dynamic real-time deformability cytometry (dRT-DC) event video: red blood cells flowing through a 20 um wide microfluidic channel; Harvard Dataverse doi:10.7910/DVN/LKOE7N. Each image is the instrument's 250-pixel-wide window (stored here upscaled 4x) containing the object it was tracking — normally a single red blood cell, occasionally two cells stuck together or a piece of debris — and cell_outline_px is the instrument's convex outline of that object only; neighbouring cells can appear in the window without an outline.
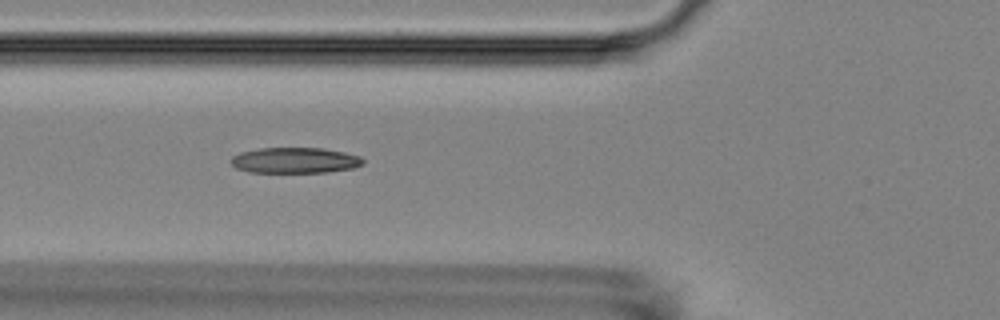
{"species": "Egyptian fruit bat (a non-hibernating species)", "species_latin": "Rousettus aegyptiacus", "temperature_condition": "room temperature", "stored_images_in_passage": 7, "camera_frame_rate_fps": 3000, "um_per_image_px": 0.085, "animal": {"sex": "female"}, "frame": {"image": 1, "passage_image": 6, "time_ms": 6.667, "image_size_px": [1000, 320], "cell_outline_px": [[364, 164], [352, 168], [328, 172], [248, 172], [236, 168], [228, 160], [232, 156], [240, 152], [260, 148], [324, 148], [344, 152], [360, 156], [364, 160]], "centroid_in_image_um": [25.05, 13.62], "position_along_channel_um": 100.8, "area_um2": 19.88}}